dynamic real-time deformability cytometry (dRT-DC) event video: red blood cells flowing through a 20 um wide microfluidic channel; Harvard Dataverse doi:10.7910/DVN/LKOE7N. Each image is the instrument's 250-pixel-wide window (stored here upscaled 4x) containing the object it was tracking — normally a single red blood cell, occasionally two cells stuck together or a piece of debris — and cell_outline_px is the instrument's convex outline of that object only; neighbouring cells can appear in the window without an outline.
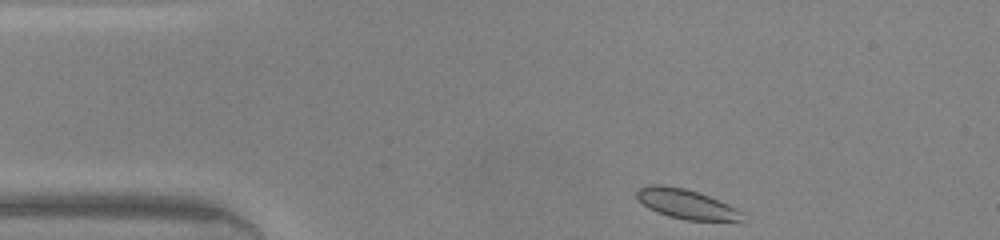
{"species": "common noctule bat (a hibernating species)", "species_latin": "Nyctalus noctula", "temperature_condition": "warm", "stored_images_in_passage": 40, "camera_frame_rate_fps": 3000, "um_per_image_px": 0.085, "animal": {"sex": "male", "body_mass_g": 20.0, "forearm_length_mm": 53.3}, "frame": {"image": 1, "passage_image": 1, "time_ms": 0.0, "image_size_px": [1000, 240], "cell_outline_px": [[740, 220], [688, 220], [668, 216], [656, 212], [648, 208], [636, 196], [636, 192], [640, 188], [652, 184], [660, 184], [684, 188], [700, 192], [728, 204], [736, 208], [740, 212]], "centroid_in_image_um": [58.27, 17.32], "position_along_channel_um": 26.7, "area_um2": 17.86}}
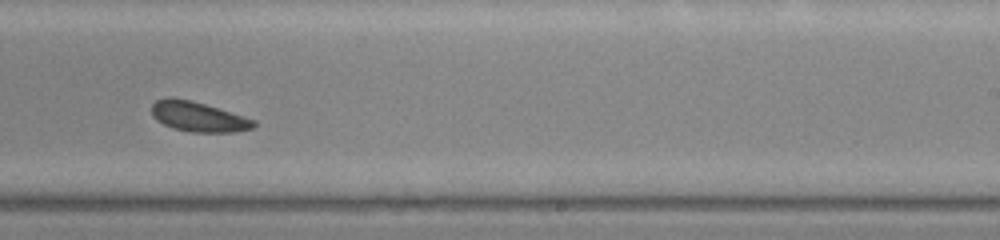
{"frame": {"image": 2, "passage_image": 22, "time_ms": 7.0, "image_size_px": [1000, 240], "cell_outline_px": [[256, 124], [252, 128], [236, 132], [192, 132], [172, 128], [156, 120], [152, 116], [152, 104], [156, 100], [168, 96], [172, 96], [192, 100], [244, 116], [256, 120]], "centroid_in_image_um": [16.83, 9.9], "position_along_channel_um": 272.2, "area_um2": 17.98}}
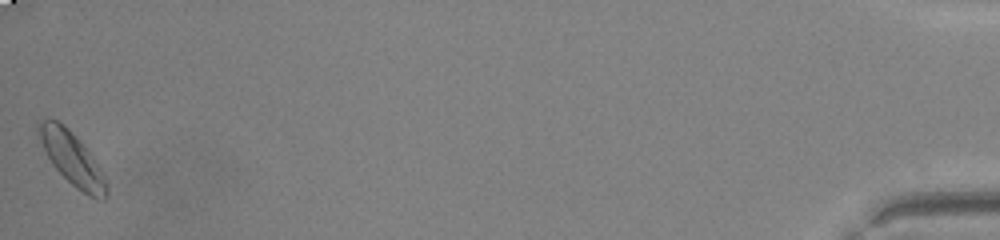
{"frame": {"image": 3, "passage_image": 40, "time_ms": 13.0, "image_size_px": [1000, 240], "cell_outline_px": [[108, 196], [104, 200], [96, 200], [88, 196], [76, 188], [52, 164], [36, 136], [36, 120], [56, 120], [64, 124], [88, 148], [96, 160], [108, 184]], "centroid_in_image_um": [6.13, 13.47], "position_along_channel_um": 429.1, "area_um2": 21.44}, "authors_computed_cell_mechanics": {"area_um2": 18.207, "velocity_mm_per_s": 4.3037, "shape_relaxation_time_tau1_ms": 1.9277, "shape_relaxation_time_tau2_ms": null, "deformation_change_tau1": 0.0586, "deformation_change_tau2": null}}